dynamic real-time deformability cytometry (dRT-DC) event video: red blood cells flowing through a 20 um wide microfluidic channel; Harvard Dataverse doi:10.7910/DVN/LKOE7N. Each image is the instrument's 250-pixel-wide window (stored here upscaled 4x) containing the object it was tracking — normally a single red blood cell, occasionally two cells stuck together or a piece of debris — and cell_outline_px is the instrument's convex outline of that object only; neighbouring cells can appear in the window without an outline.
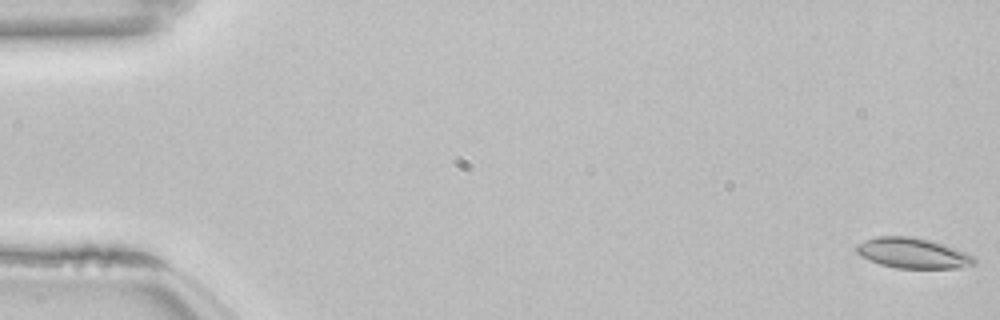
{"species": "common noctule bat (a hibernating species)", "species_latin": "Nyctalus noctula", "temperature_condition": "room temperature", "stored_images_in_passage": 54, "camera_frame_rate_fps": 3000, "um_per_image_px": 0.085, "animal": {"sex": "female", "body_mass_g": 22.7, "forearm_length_mm": 54.2}, "frame": {"image": 1, "passage_image": 1, "time_ms": 0.0, "image_size_px": [1000, 320], "cell_outline_px": [[976, 264], [956, 268], [896, 268], [880, 264], [868, 260], [860, 256], [856, 252], [856, 244], [864, 240], [876, 236], [912, 236], [932, 240], [956, 248], [976, 256]], "centroid_in_image_um": [77.59, 21.51], "position_along_channel_um": 7.4, "area_um2": 21.21}}
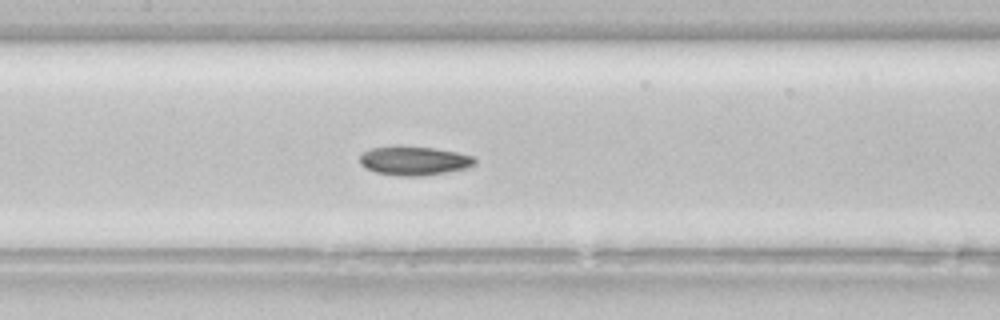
{"frame": {"image": 2, "passage_image": 26, "time_ms": 8.333, "image_size_px": [1000, 320], "cell_outline_px": [[476, 164], [468, 168], [420, 176], [400, 176], [376, 172], [364, 168], [360, 164], [360, 156], [364, 152], [372, 148], [400, 144], [436, 148], [456, 152], [472, 156], [476, 160]], "centroid_in_image_um": [35.18, 13.64], "position_along_channel_um": 172.2, "area_um2": 19.71}}
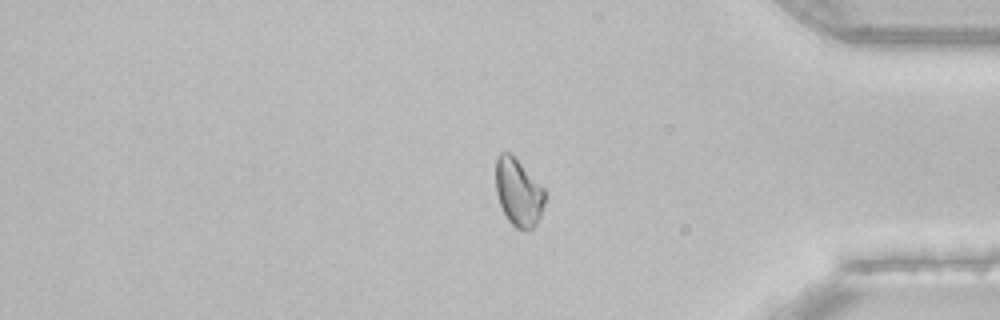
{"frame": {"image": 3, "passage_image": 45, "time_ms": 14.667, "image_size_px": [1000, 320], "cell_outline_px": [[548, 192], [540, 216], [536, 224], [532, 228], [524, 232], [516, 228], [508, 220], [500, 204], [496, 192], [496, 156], [500, 152], [508, 152]], "centroid_in_image_um": [44.08, 16.39], "position_along_channel_um": 391.1, "area_um2": 19.25}, "authors_computed_cell_mechanics": {"area_um2": 20.3167, "velocity_mm_per_s": 3.8409, "shape_relaxation_time_tau1_ms": 8.9423, "shape_relaxation_time_tau2_ms": null, "deformation_change_tau1": 0.1533, "deformation_change_tau2": null}}